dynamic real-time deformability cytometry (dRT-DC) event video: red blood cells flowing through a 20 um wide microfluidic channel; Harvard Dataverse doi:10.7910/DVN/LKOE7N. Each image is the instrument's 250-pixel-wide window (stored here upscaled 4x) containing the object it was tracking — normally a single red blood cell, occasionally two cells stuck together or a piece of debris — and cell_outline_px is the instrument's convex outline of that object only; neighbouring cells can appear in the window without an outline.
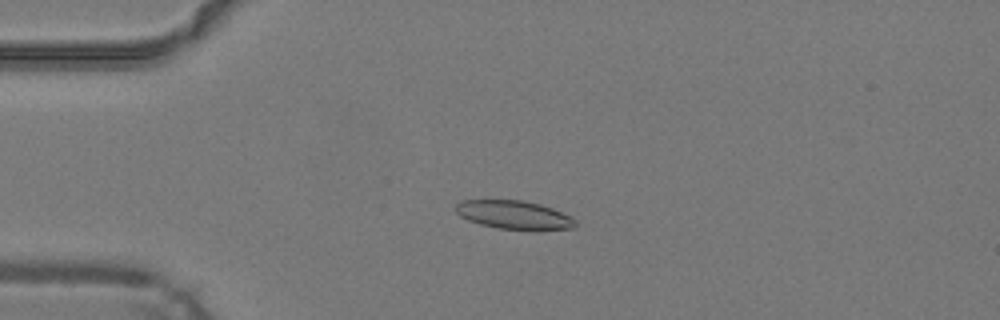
{"species": "common noctule bat (a hibernating species)", "species_latin": "Nyctalus noctula", "temperature_condition": "warm", "stored_images_in_passage": 41, "camera_frame_rate_fps": 3000, "um_per_image_px": 0.085, "animal": {"sex": "male", "body_mass_g": 19.2, "forearm_length_mm": 51.8}, "frame": {"image": 1, "passage_image": 5, "time_ms": 1.333, "image_size_px": [1000, 320], "cell_outline_px": [[576, 228], [536, 232], [496, 228], [480, 224], [468, 220], [460, 216], [452, 208], [460, 200], [524, 200], [540, 204], [552, 208], [576, 220]], "centroid_in_image_um": [43.7, 18.3], "position_along_channel_um": 41.3, "area_um2": 20.58}}
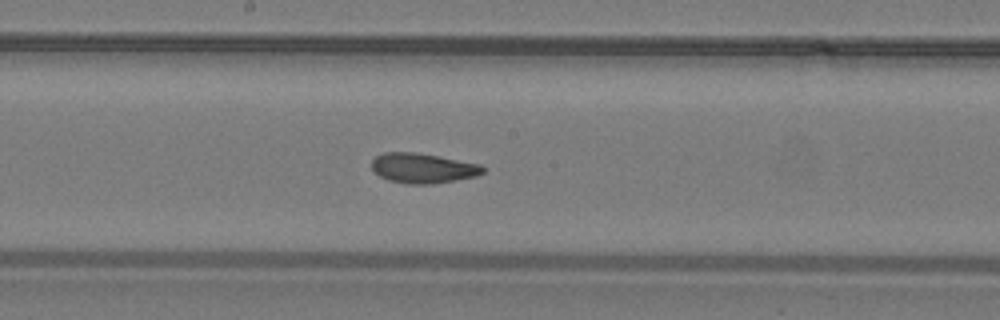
{"frame": {"image": 2, "passage_image": 19, "time_ms": 6.0, "image_size_px": [1000, 320], "cell_outline_px": [[484, 172], [476, 176], [456, 180], [432, 184], [408, 184], [388, 180], [372, 172], [372, 160], [376, 156], [384, 152], [412, 152], [436, 156], [480, 164], [484, 168]], "centroid_in_image_um": [35.9, 14.3], "position_along_channel_um": 212.3, "area_um2": 19.31}}
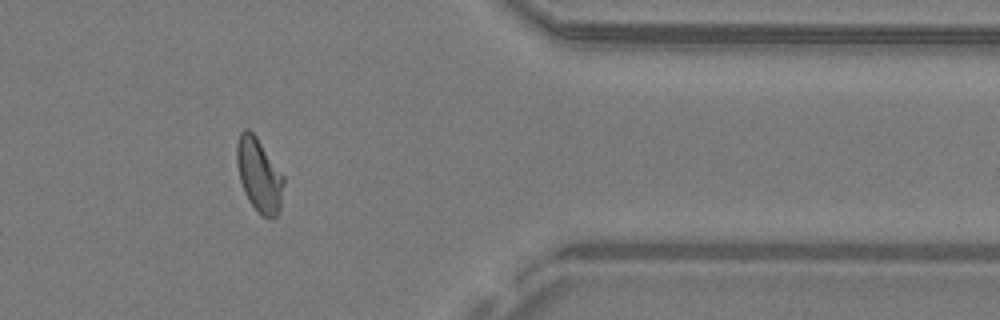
{"frame": {"image": 3, "passage_image": 33, "time_ms": 10.667, "image_size_px": [1000, 320], "cell_outline_px": [[284, 184], [280, 208], [276, 216], [260, 216], [248, 200], [244, 192], [240, 180], [236, 160], [236, 144], [240, 132], [244, 128], [248, 128], [256, 136], [284, 176]], "centroid_in_image_um": [22.0, 14.86], "position_along_channel_um": 389.4, "area_um2": 20.11}, "authors_computed_cell_mechanics": {"area_um2": 19.8254, "velocity_mm_per_s": 4.2497, "shape_relaxation_time_tau1_ms": 5.1544, "shape_relaxation_time_tau2_ms": 1.2954, "deformation_change_tau1": 0.1584, "deformation_change_tau2": 0.0758}}